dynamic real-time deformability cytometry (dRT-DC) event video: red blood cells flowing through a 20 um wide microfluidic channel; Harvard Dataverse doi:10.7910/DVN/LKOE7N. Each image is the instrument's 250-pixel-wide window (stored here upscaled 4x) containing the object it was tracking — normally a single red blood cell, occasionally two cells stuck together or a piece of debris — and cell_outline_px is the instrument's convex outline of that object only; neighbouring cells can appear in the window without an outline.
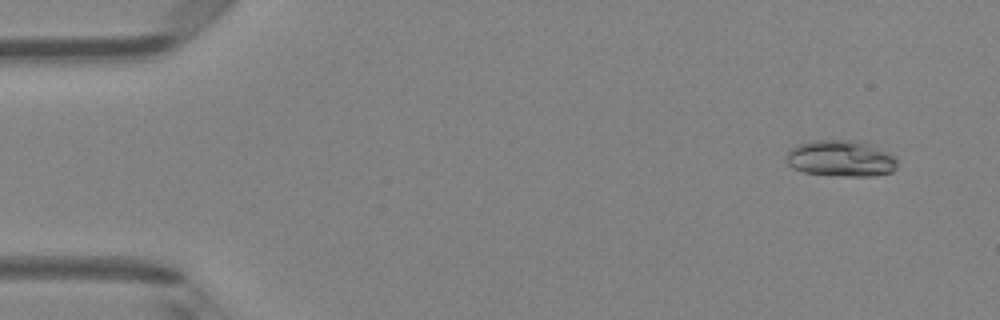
{"species": "Egyptian fruit bat (a non-hibernating species)", "species_latin": "Rousettus aegyptiacus", "temperature_condition": "room temperature", "stored_images_in_passage": 5, "camera_frame_rate_fps": 3000, "um_per_image_px": 0.085, "animal": {"sex": "female"}, "frame": {"image": 1, "passage_image": 2, "time_ms": 0.333, "image_size_px": [1000, 320], "cell_outline_px": [[896, 168], [892, 172], [872, 176], [844, 176], [804, 172], [792, 168], [784, 160], [788, 152], [796, 144], [816, 140], [860, 140], [888, 152], [896, 156]], "centroid_in_image_um": [71.47, 13.46], "position_along_channel_um": 13.5, "area_um2": 23.64}}